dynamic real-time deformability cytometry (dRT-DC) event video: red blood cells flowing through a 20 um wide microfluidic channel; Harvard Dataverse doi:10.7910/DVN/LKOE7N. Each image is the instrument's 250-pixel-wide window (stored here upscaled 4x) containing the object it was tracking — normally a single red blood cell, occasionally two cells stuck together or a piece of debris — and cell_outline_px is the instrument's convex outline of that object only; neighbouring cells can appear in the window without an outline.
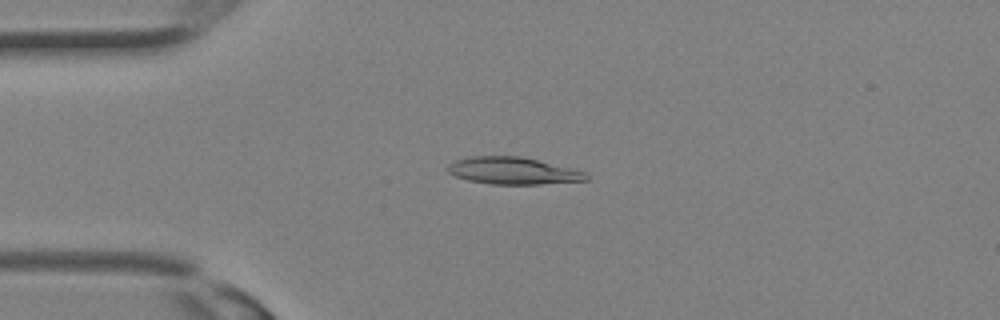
{"species": "Egyptian fruit bat (a non-hibernating species)", "species_latin": "Rousettus aegyptiacus", "temperature_condition": "room temperature", "stored_images_in_passage": 31, "camera_frame_rate_fps": 3000, "um_per_image_px": 0.085, "animal": {"sex": "female"}, "frame": {"image": 1, "passage_image": 7, "time_ms": 2.0, "image_size_px": [1000, 320], "cell_outline_px": [[588, 180], [540, 184], [492, 184], [468, 180], [456, 176], [448, 172], [448, 164], [456, 160], [472, 156], [520, 156], [572, 168], [588, 172]], "centroid_in_image_um": [43.63, 14.51], "position_along_channel_um": 41.4, "area_um2": 21.73}}
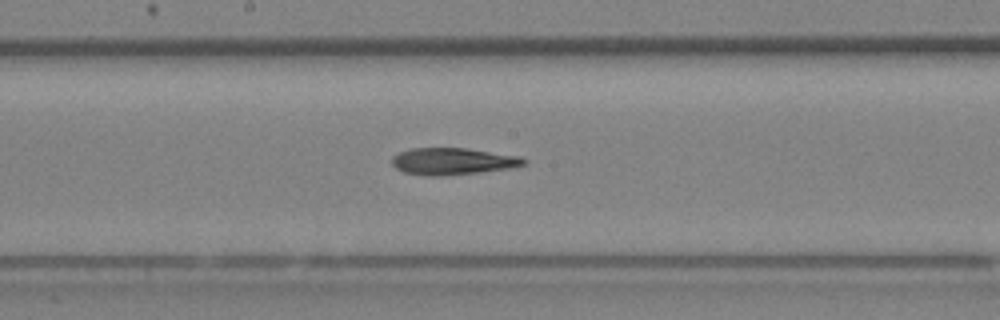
{"frame": {"image": 2, "passage_image": 16, "time_ms": 5.0, "image_size_px": [1000, 320], "cell_outline_px": [[528, 164], [512, 168], [476, 172], [436, 176], [424, 176], [404, 172], [396, 168], [392, 164], [392, 156], [408, 148], [464, 148], [520, 156], [528, 160]], "centroid_in_image_um": [38.49, 13.7], "position_along_channel_um": 209.7, "area_um2": 20.63}}
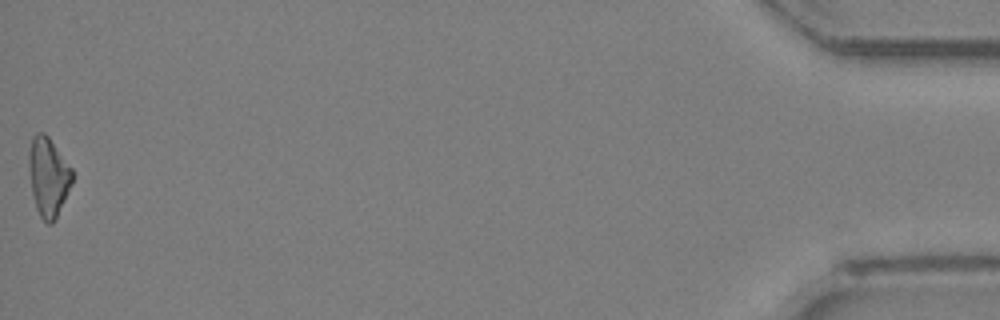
{"frame": {"image": 3, "passage_image": 31, "time_ms": 10.0, "image_size_px": [1000, 320], "cell_outline_px": [[72, 184], [52, 224], [48, 224], [40, 216], [36, 208], [32, 192], [28, 168], [28, 152], [32, 136], [36, 132], [44, 132], [48, 136], [72, 168]], "centroid_in_image_um": [4.08, 14.98], "position_along_channel_um": 431.1, "area_um2": 19.88}}